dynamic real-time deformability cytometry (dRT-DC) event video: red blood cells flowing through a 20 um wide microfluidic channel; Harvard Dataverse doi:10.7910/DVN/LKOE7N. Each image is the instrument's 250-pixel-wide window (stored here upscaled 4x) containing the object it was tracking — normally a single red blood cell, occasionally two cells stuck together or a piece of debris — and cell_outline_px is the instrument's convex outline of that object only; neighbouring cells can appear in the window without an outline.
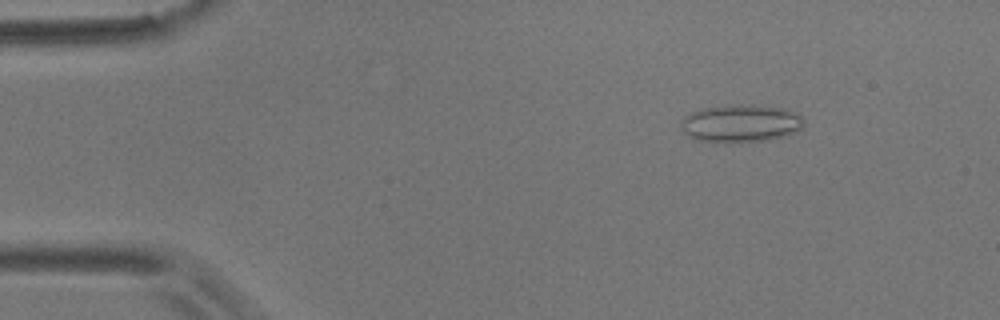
{"species": "common noctule bat (a hibernating species)", "species_latin": "Nyctalus noctula", "temperature_condition": "room temperature", "stored_images_in_passage": 50, "camera_frame_rate_fps": 3000, "um_per_image_px": 0.085, "animal": {"sex": "male", "body_mass_g": 17.9}, "frame": {"image": 1, "passage_image": 1, "time_ms": 0.0, "image_size_px": [1000, 320], "cell_outline_px": [[804, 124], [800, 128], [792, 132], [768, 140], [696, 140], [688, 136], [680, 128], [680, 120], [684, 116], [692, 112], [704, 108], [724, 104], [752, 104], [784, 108], [796, 112], [804, 120]], "centroid_in_image_um": [62.93, 10.43], "position_along_channel_um": 22.1, "area_um2": 26.53}}
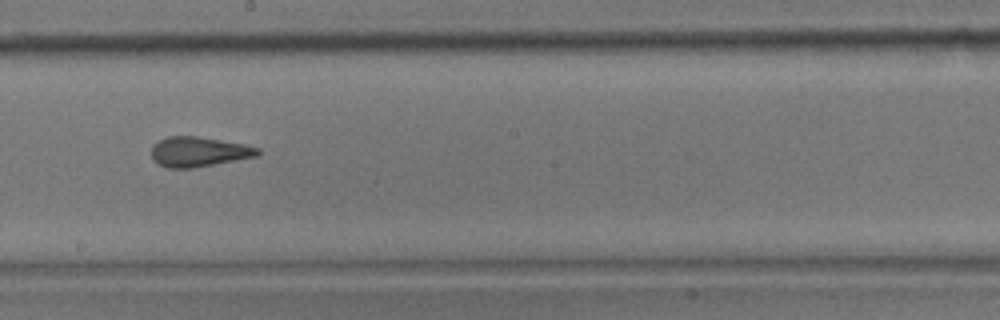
{"frame": {"image": 2, "passage_image": 25, "time_ms": 8.0, "image_size_px": [1000, 320], "cell_outline_px": [[260, 152], [256, 156], [192, 168], [168, 168], [156, 164], [152, 160], [152, 144], [168, 136], [196, 136], [244, 144], [260, 148]], "centroid_in_image_um": [16.84, 12.9], "position_along_channel_um": 231.4, "area_um2": 18.44}}
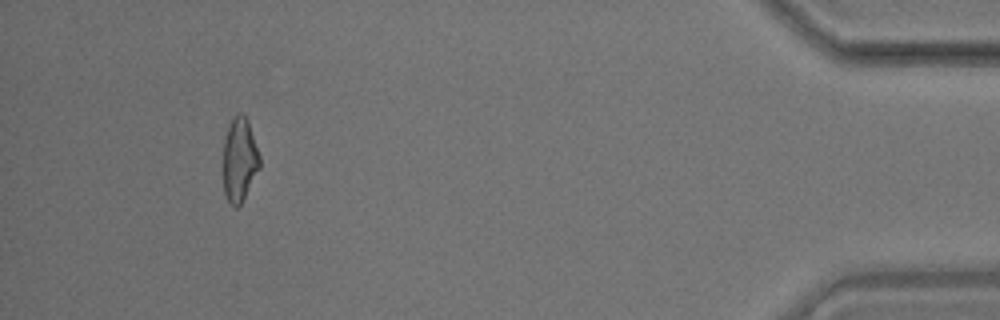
{"frame": {"image": 3, "passage_image": 46, "time_ms": 15.0, "image_size_px": [1000, 320], "cell_outline_px": [[260, 168], [240, 204], [236, 208], [224, 196], [224, 136], [232, 116], [240, 112], [248, 120], [260, 156]], "centroid_in_image_um": [20.36, 13.54], "position_along_channel_um": 414.8, "area_um2": 17.8}, "authors_computed_cell_mechanics": {"area_um2": 18.5827, "velocity_mm_per_s": 3.5538, "shape_relaxation_time_tau1_ms": null, "shape_relaxation_time_tau2_ms": 1.854, "deformation_change_tau1": null, "deformation_change_tau2": 0.1038}}